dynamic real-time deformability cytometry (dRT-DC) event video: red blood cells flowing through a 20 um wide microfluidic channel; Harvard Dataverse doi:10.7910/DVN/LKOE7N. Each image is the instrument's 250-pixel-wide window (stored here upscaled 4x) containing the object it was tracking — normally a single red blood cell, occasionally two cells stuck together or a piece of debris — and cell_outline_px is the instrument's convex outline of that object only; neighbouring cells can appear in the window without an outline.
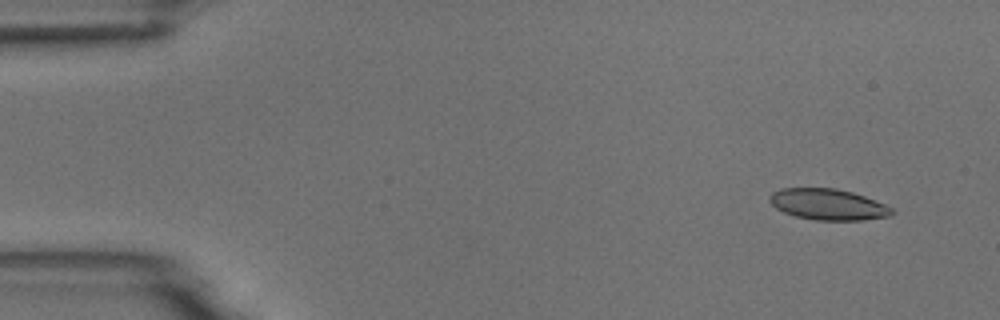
{"species": "common noctule bat (a hibernating species)", "species_latin": "Nyctalus noctula", "temperature_condition": "room temperature", "stored_images_in_passage": 4, "camera_frame_rate_fps": 3000, "um_per_image_px": 0.085, "animal": {"sex": "male", "body_mass_g": 18.8}, "frame": {"image": 1, "passage_image": 1, "time_ms": 0.0, "image_size_px": [1000, 320], "cell_outline_px": [[896, 212], [892, 216], [864, 220], [816, 220], [796, 216], [784, 212], [776, 208], [768, 200], [768, 196], [772, 192], [780, 188], [836, 188], [852, 192], [864, 196], [884, 204], [892, 208]], "centroid_in_image_um": [70.39, 17.37], "position_along_channel_um": 14.6, "area_um2": 22.25}}
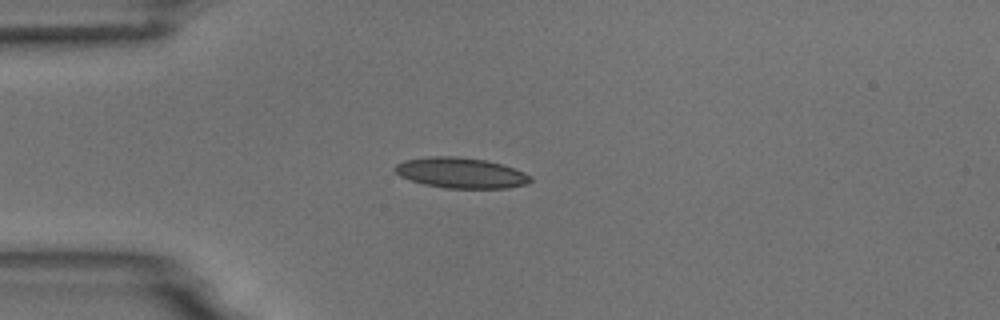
{"frame": {"image": 2, "passage_image": 4, "time_ms": 3.333, "image_size_px": [1000, 320], "cell_outline_px": [[532, 180], [528, 184], [508, 188], [444, 188], [424, 184], [400, 176], [392, 168], [396, 164], [404, 160], [432, 156], [456, 156], [484, 160], [500, 164], [524, 172], [532, 176]], "centroid_in_image_um": [39.17, 14.7], "position_along_channel_um": 45.8, "area_um2": 24.04}}